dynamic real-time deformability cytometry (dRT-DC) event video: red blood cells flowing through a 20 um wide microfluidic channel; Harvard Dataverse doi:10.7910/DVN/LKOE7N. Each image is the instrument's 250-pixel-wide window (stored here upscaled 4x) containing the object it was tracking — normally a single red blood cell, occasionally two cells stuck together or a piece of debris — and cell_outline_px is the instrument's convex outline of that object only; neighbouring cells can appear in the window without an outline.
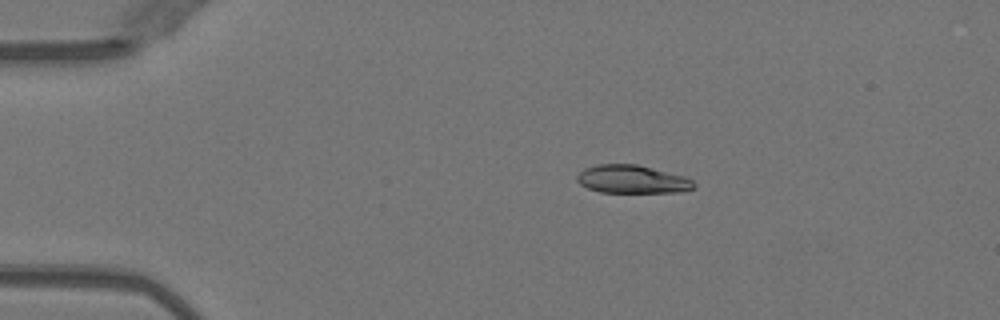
{"species": "Egyptian fruit bat (a non-hibernating species)", "species_latin": "Rousettus aegyptiacus", "temperature_condition": "warm", "stored_images_in_passage": 50, "camera_frame_rate_fps": 3000, "um_per_image_px": 0.085, "animal": {"sex": "female"}, "frame": {"image": 1, "passage_image": 9, "time_ms": 2.667, "image_size_px": [1000, 320], "cell_outline_px": [[696, 188], [680, 192], [600, 192], [588, 188], [580, 184], [576, 180], [576, 176], [584, 168], [596, 164], [636, 164], [684, 176], [692, 180], [696, 184]], "centroid_in_image_um": [53.73, 15.24], "position_along_channel_um": 31.3, "area_um2": 19.19}}
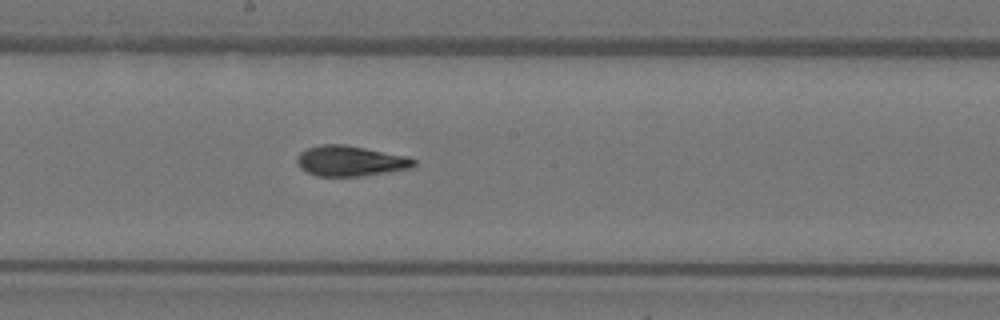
{"frame": {"image": 2, "passage_image": 27, "time_ms": 8.667, "image_size_px": [1000, 320], "cell_outline_px": [[416, 164], [412, 168], [356, 176], [316, 176], [300, 168], [296, 164], [296, 156], [300, 152], [308, 148], [320, 144], [344, 144], [408, 156], [416, 160]], "centroid_in_image_um": [29.75, 13.67], "position_along_channel_um": 218.5, "area_um2": 20.69}}
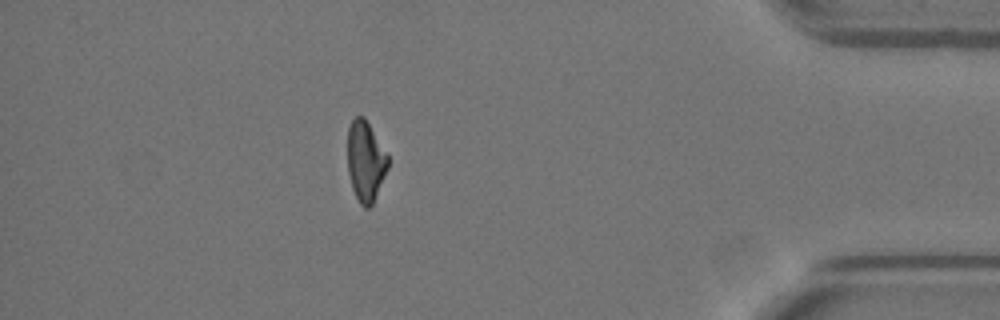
{"frame": {"image": 3, "passage_image": 44, "time_ms": 14.333, "image_size_px": [1000, 320], "cell_outline_px": [[388, 168], [372, 204], [368, 208], [364, 208], [360, 204], [352, 188], [348, 172], [348, 128], [352, 120], [356, 116], [364, 116], [388, 156]], "centroid_in_image_um": [31.06, 13.7], "position_along_channel_um": 404.1, "area_um2": 18.67}, "authors_computed_cell_mechanics": {"area_um2": 20.1433, "velocity_mm_per_s": 4.0209, "shape_relaxation_time_tau1_ms": 4.3643, "shape_relaxation_time_tau2_ms": 1.2789, "deformation_change_tau1": 0.1935, "deformation_change_tau2": 0.0794}}